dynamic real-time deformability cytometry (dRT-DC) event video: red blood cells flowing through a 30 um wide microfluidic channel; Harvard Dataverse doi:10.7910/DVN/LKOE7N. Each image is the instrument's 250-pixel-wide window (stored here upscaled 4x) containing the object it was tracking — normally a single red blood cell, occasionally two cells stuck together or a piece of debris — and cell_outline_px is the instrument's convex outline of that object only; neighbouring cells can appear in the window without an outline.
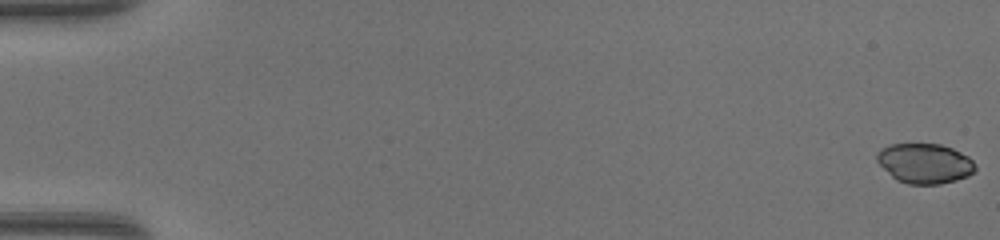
{"species": "common noctule bat (a hibernating species)", "species_latin": "Nyctalus noctula", "temperature_condition": "warm", "stored_images_in_passage": 49, "camera_frame_rate_fps": 3000, "um_per_image_px": 0.085, "animal": {"sex": "female", "body_mass_g": 17.0, "forearm_length_mm": 48.0}, "frame": {"image": 1, "passage_image": 1, "time_ms": 0.0, "image_size_px": [1000, 240], "cell_outline_px": [[976, 172], [968, 176], [956, 180], [940, 184], [908, 184], [896, 180], [876, 160], [876, 152], [880, 148], [888, 144], [940, 144], [952, 148], [968, 156], [976, 164]], "centroid_in_image_um": [78.61, 13.88], "position_along_channel_um": 6.4, "area_um2": 23.06}}
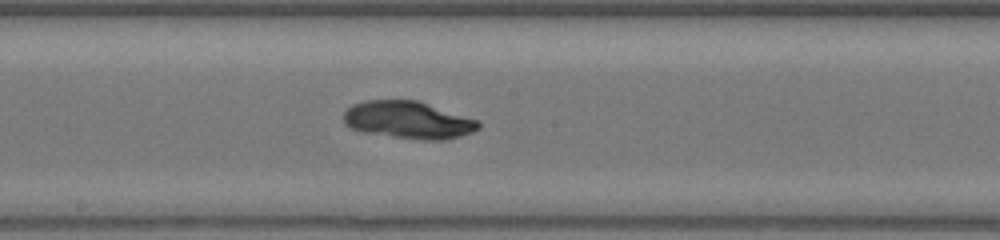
{"frame": {"image": 2, "passage_image": 28, "time_ms": 9.0, "image_size_px": [1000, 240], "cell_outline_px": [[480, 128], [472, 132], [460, 136], [444, 140], [420, 140], [360, 132], [344, 124], [344, 112], [352, 104], [364, 100], [416, 100], [480, 120]], "centroid_in_image_um": [34.7, 10.2], "position_along_channel_um": 213.5, "area_um2": 29.59}}
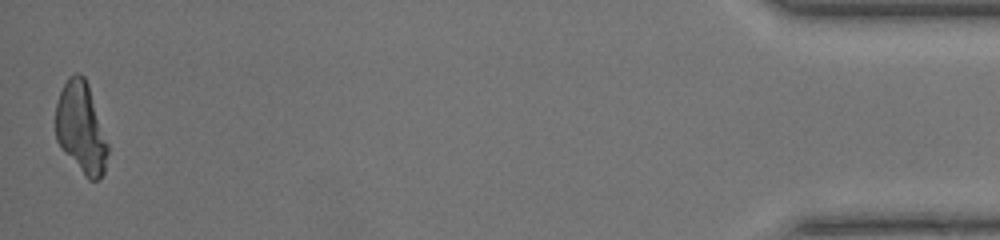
{"frame": {"image": 3, "passage_image": 49, "time_ms": 16.0, "image_size_px": [1000, 240], "cell_outline_px": [[108, 152], [104, 172], [96, 180], [88, 180], [84, 176], [56, 140], [56, 104], [60, 92], [68, 76], [76, 72], [80, 72], [84, 76], [88, 84], [108, 144]], "centroid_in_image_um": [6.89, 10.85], "position_along_channel_um": 428.3, "area_um2": 27.4}}